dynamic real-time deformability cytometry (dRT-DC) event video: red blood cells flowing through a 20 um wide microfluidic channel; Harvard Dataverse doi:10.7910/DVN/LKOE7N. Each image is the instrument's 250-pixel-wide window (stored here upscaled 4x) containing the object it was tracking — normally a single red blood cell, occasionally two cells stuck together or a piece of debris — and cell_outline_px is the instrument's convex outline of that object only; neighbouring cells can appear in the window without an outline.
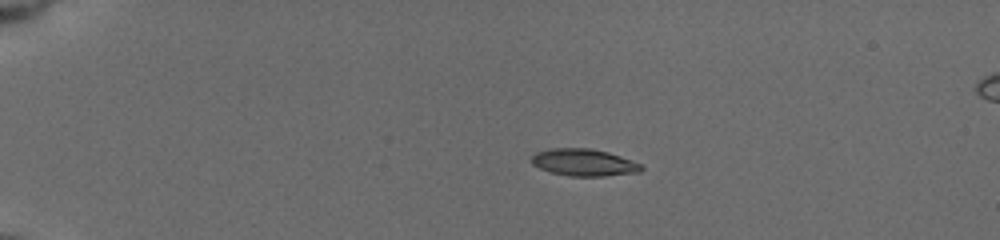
{"species": "common noctule bat (a hibernating species)", "species_latin": "Nyctalus noctula", "temperature_condition": "cold", "stored_images_in_passage": 44, "camera_frame_rate_fps": 3000, "um_per_image_px": 0.085, "animal": {"sex": "female", "body_mass_g": 19.5, "forearm_length_mm": 54.1}, "frame": {"image": 1, "passage_image": 1, "time_ms": 0.0, "image_size_px": [1000, 240], "cell_outline_px": [[644, 168], [640, 172], [604, 176], [568, 176], [552, 172], [540, 168], [532, 164], [532, 156], [536, 152], [552, 148], [592, 148], [608, 152], [632, 160], [640, 164]], "centroid_in_image_um": [49.64, 13.81], "position_along_channel_um": 35.4, "area_um2": 17.28}}
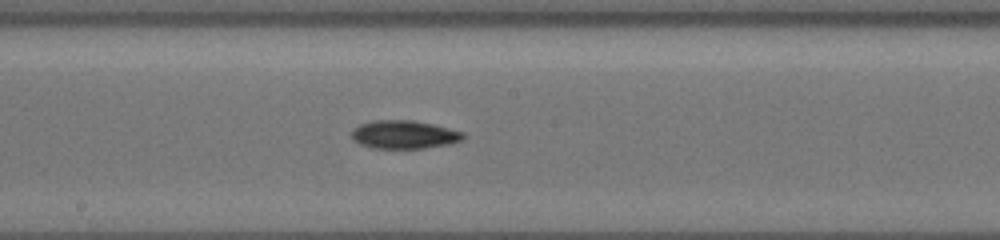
{"frame": {"image": 2, "passage_image": 21, "time_ms": 6.667, "image_size_px": [1000, 240], "cell_outline_px": [[464, 136], [460, 140], [448, 144], [424, 148], [372, 148], [360, 144], [352, 140], [352, 128], [360, 124], [372, 120], [412, 120], [432, 124], [464, 132]], "centroid_in_image_um": [34.29, 11.43], "position_along_channel_um": 213.9, "area_um2": 18.32}}
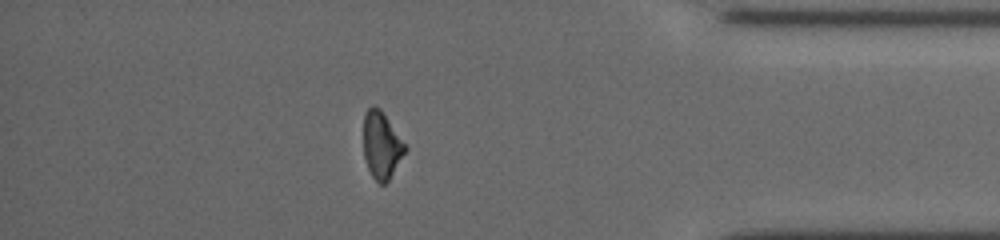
{"frame": {"image": 3, "passage_image": 38, "time_ms": 12.333, "image_size_px": [1000, 240], "cell_outline_px": [[408, 148], [388, 180], [384, 184], [380, 184], [372, 176], [368, 168], [364, 156], [364, 112], [372, 104], [380, 108]], "centroid_in_image_um": [32.42, 12.32], "position_along_channel_um": 402.8, "area_um2": 16.07}, "authors_computed_cell_mechanics": {"area_um2": 17.2822, "velocity_mm_per_s": 3.7674, "shape_relaxation_time_tau1_ms": 3.8801, "shape_relaxation_time_tau2_ms": 8.9388, "deformation_change_tau1": 0.1174, "deformation_change_tau2": 0.1743}}